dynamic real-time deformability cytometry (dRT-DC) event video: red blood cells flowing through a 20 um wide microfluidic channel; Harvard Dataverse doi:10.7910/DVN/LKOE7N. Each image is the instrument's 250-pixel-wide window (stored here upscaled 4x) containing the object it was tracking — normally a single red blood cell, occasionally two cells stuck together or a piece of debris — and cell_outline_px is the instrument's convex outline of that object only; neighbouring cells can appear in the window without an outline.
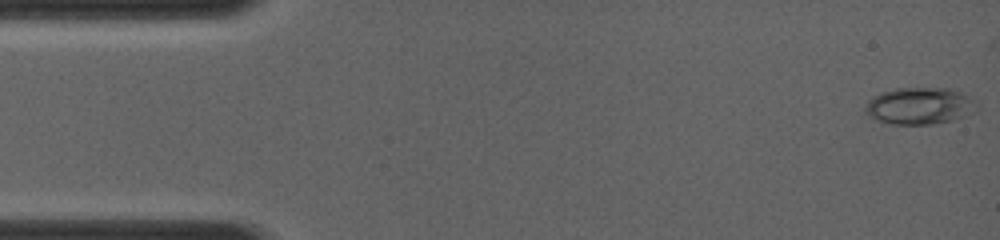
{"species": "common noctule bat (a hibernating species)", "species_latin": "Nyctalus noctula", "temperature_condition": "room temperature", "stored_images_in_passage": 9, "camera_frame_rate_fps": 4000, "um_per_image_px": 0.085, "animal": {"sex": "female", "body_mass_g": 19.0, "forearm_length_mm": 56.7}, "frame": {"image": 1, "passage_image": 1, "time_ms": 0.0, "image_size_px": [1000, 240], "cell_outline_px": [[976, 104], [964, 116], [952, 120], [932, 124], [888, 124], [876, 120], [868, 116], [864, 112], [864, 108], [868, 100], [880, 92], [896, 88], [948, 88], [960, 92], [976, 100]], "centroid_in_image_um": [78.07, 9.0], "position_along_channel_um": 6.9, "area_um2": 23.81}}
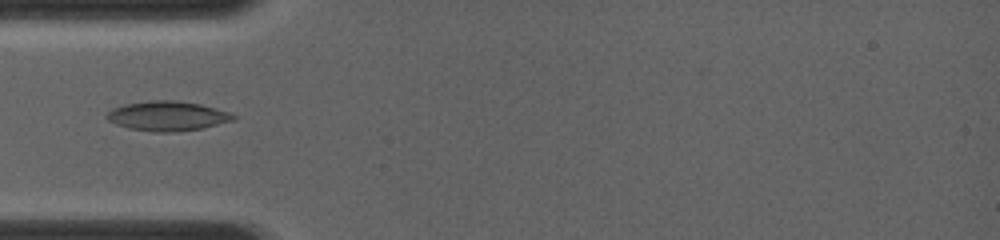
{"frame": {"image": 2, "passage_image": 8, "time_ms": 4.0, "image_size_px": [1000, 240], "cell_outline_px": [[236, 120], [204, 128], [172, 132], [152, 132], [128, 128], [116, 124], [108, 120], [108, 112], [112, 108], [124, 104], [148, 100], [176, 100], [200, 104], [228, 112], [236, 116]], "centroid_in_image_um": [14.24, 9.86], "position_along_channel_um": 70.8, "area_um2": 21.91}}